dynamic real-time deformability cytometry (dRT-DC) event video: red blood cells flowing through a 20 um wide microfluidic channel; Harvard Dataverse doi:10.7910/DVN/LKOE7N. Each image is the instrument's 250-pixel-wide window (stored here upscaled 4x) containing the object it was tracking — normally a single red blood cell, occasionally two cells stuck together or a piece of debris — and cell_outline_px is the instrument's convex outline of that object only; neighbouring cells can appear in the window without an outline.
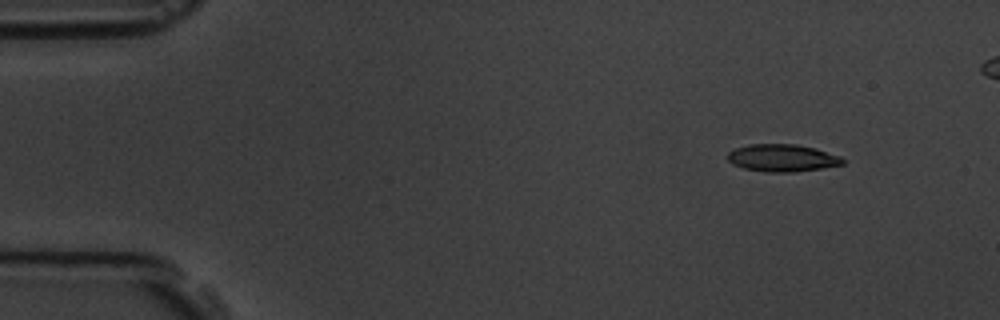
{"species": "common noctule bat (a hibernating species)", "species_latin": "Nyctalus noctula", "temperature_condition": "room temperature", "stored_images_in_passage": 5, "camera_frame_rate_fps": 3000, "um_per_image_px": 0.085, "animal": {"sex": "male", "body_mass_g": 19.5, "forearm_length_mm": 54.6}, "frame": {"image": 1, "passage_image": 1, "time_ms": 0.0, "image_size_px": [1000, 320], "cell_outline_px": [[844, 164], [796, 172], [764, 172], [744, 168], [732, 164], [728, 160], [728, 152], [736, 148], [748, 144], [796, 144], [816, 148], [840, 156], [844, 160]], "centroid_in_image_um": [66.49, 13.42], "position_along_channel_um": 18.5, "area_um2": 18.38}}